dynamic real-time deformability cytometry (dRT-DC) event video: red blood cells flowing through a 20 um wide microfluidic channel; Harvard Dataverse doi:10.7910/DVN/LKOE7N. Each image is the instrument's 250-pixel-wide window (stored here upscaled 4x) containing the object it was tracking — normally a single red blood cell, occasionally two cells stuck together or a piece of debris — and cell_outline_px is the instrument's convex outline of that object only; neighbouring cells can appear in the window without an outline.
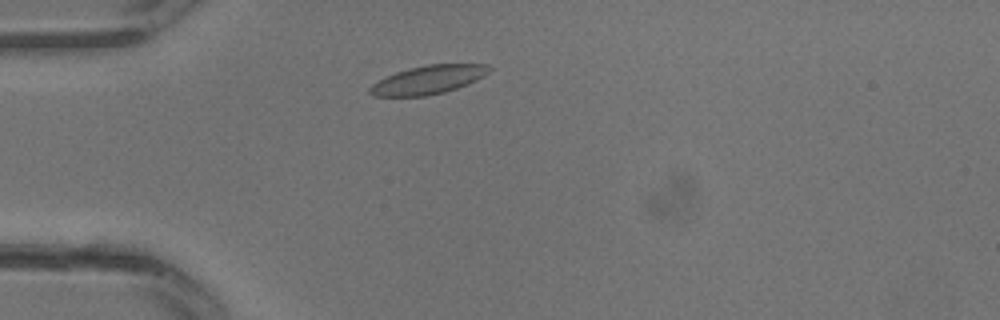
{"species": "common noctule bat (a hibernating species)", "species_latin": "Nyctalus noctula", "temperature_condition": "warm", "stored_images_in_passage": 27, "camera_frame_rate_fps": 3000, "um_per_image_px": 0.085, "animal": {"sex": "male", "body_mass_g": 13.3}, "frame": {"image": 1, "passage_image": 4, "time_ms": 1.0, "image_size_px": [1000, 320], "cell_outline_px": [[492, 68], [484, 76], [468, 84], [444, 92], [424, 96], [372, 96], [368, 92], [368, 88], [372, 84], [396, 72], [408, 68], [428, 64], [488, 64]], "centroid_in_image_um": [36.4, 6.78], "position_along_channel_um": 48.6, "area_um2": 19.77}}
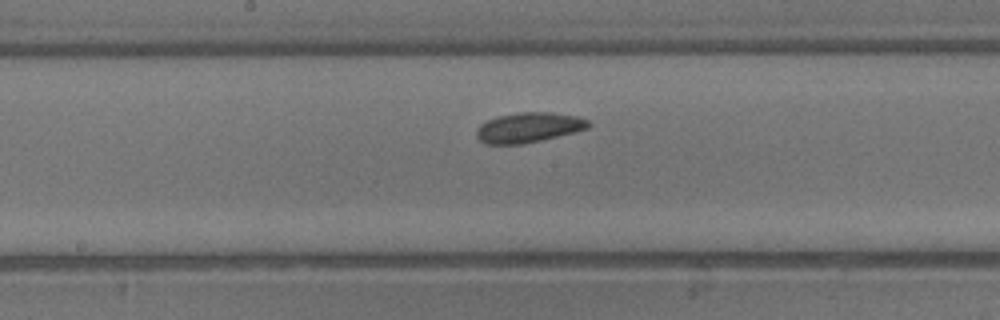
{"frame": {"image": 2, "passage_image": 12, "time_ms": 3.667, "image_size_px": [1000, 320], "cell_outline_px": [[592, 124], [588, 128], [576, 132], [540, 140], [520, 144], [488, 144], [480, 140], [476, 136], [476, 128], [480, 124], [488, 120], [500, 116], [516, 112], [552, 112], [576, 116], [588, 120]], "centroid_in_image_um": [44.95, 10.83], "position_along_channel_um": 203.3, "area_um2": 19.54}}
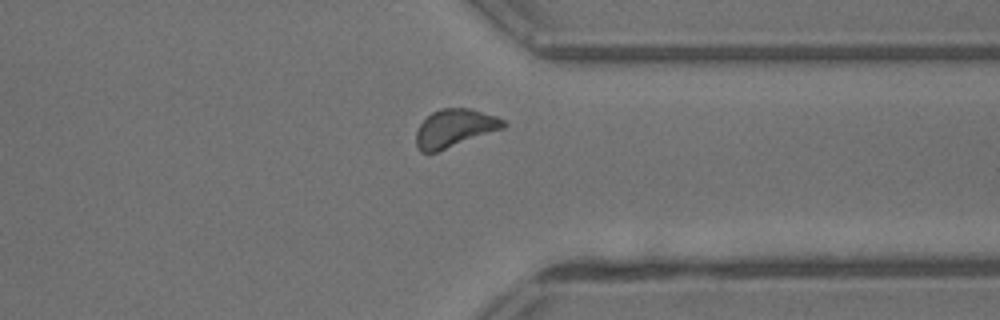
{"frame": {"image": 3, "passage_image": 20, "time_ms": 6.333, "image_size_px": [1000, 320], "cell_outline_px": [[508, 124], [504, 128], [436, 152], [420, 152], [416, 144], [416, 132], [420, 124], [432, 112], [440, 108], [472, 108], [496, 116], [504, 120]], "centroid_in_image_um": [38.66, 10.88], "position_along_channel_um": 372.7, "area_um2": 19.25}}